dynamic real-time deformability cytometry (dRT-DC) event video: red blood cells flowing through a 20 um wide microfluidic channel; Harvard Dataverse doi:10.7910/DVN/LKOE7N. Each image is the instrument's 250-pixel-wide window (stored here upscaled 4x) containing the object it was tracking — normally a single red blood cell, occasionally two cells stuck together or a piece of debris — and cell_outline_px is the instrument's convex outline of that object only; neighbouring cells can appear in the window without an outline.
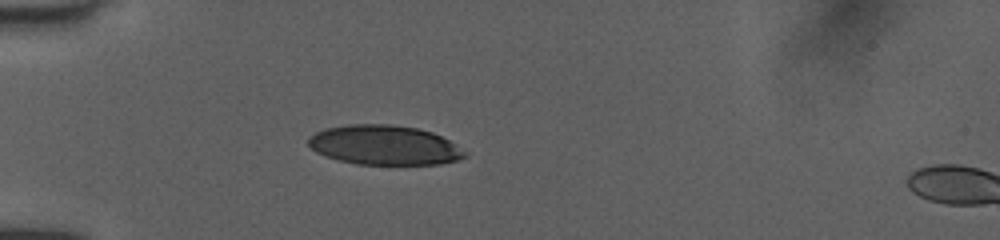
{"species": "human", "species_latin": "Homo sapiens", "temperature_condition": "room temperature", "stored_images_in_passage": 2, "camera_frame_rate_fps": 3000, "um_per_image_px": 0.085, "donor": {"sex": "female"}, "frame": {"image": 1, "passage_image": 1, "time_ms": 0.0, "image_size_px": [1000, 240], "cell_outline_px": [[468, 156], [456, 160], [440, 164], [356, 164], [340, 160], [316, 152], [308, 144], [308, 136], [316, 132], [328, 128], [348, 124], [392, 124], [416, 128], [432, 132], [448, 140], [468, 152]], "centroid_in_image_um": [32.69, 12.33], "position_along_channel_um": 52.3, "area_um2": 35.95}}